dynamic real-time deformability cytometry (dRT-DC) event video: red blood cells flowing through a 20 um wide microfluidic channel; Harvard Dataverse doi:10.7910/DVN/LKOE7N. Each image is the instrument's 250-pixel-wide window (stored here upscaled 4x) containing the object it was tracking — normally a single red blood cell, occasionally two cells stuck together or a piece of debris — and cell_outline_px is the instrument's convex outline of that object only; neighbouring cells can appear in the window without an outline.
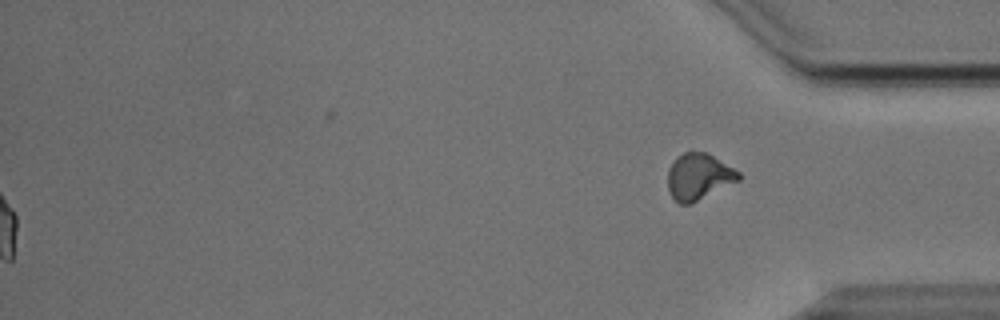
{"species": "Egyptian fruit bat (a non-hibernating species)", "species_latin": "Rousettus aegyptiacus", "temperature_condition": "cold", "stored_images_in_passage": 44, "segment_of_instrument_passage": [2, 2], "camera_frame_rate_fps": 3000, "um_per_image_px": 0.085, "animal": {"sex": "male"}, "frame": {"image": 1, "passage_image": 44, "time_ms": 14.333, "image_size_px": [1000, 320], "cell_outline_px": [[740, 180], [692, 204], [680, 204], [672, 196], [668, 188], [668, 168], [672, 160], [676, 156], [684, 152], [708, 152], [740, 172]], "centroid_in_image_um": [59.39, 15.0], "position_along_channel_um": 375.8, "area_um2": 19.36}}